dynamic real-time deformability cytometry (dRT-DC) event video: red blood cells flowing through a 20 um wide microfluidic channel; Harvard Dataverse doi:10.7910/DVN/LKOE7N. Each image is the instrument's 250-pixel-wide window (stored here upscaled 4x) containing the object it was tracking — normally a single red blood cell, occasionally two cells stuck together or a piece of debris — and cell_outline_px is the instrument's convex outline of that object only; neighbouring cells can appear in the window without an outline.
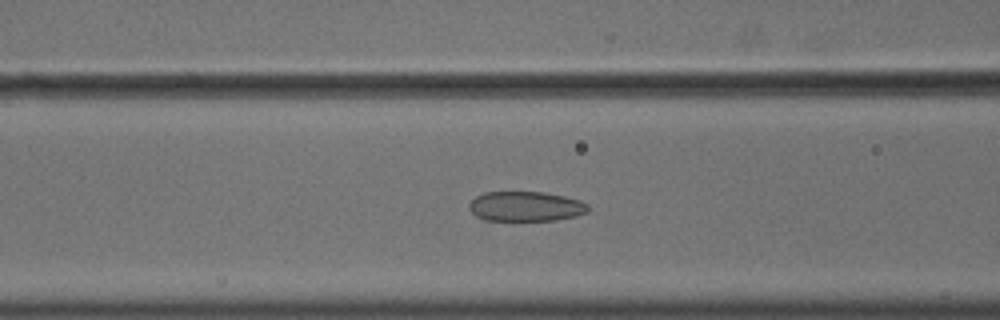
{"species": "common noctule bat (a hibernating species)", "species_latin": "Nyctalus noctula", "temperature_condition": "cold", "stored_images_in_passage": 19, "camera_frame_rate_fps": 3000, "um_per_image_px": 0.085, "animal": {"sex": "male", "body_mass_g": 18.8}, "frame": {"image": 1, "passage_image": 5, "time_ms": 1.333, "image_size_px": [1000, 320], "cell_outline_px": [[588, 212], [576, 216], [556, 220], [484, 220], [476, 216], [468, 208], [468, 204], [476, 196], [484, 192], [544, 192], [564, 196], [580, 200], [588, 204]], "centroid_in_image_um": [44.68, 17.54], "position_along_channel_um": 121.9, "area_um2": 20.75}}
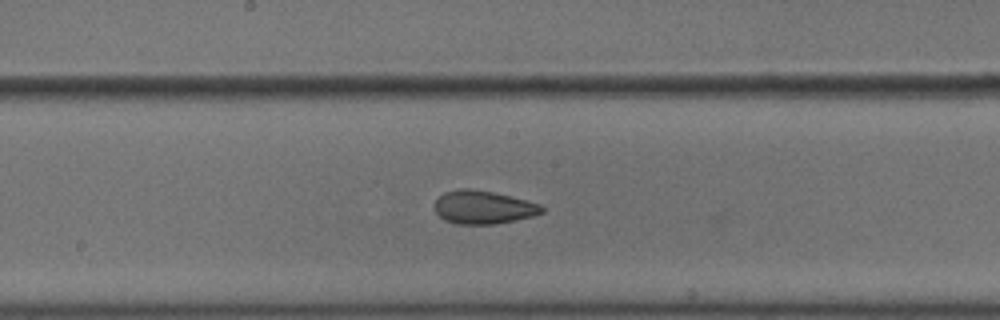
{"frame": {"image": 2, "passage_image": 12, "time_ms": 3.667, "image_size_px": [1000, 320], "cell_outline_px": [[544, 212], [532, 216], [516, 220], [496, 224], [456, 224], [444, 220], [436, 212], [436, 200], [444, 192], [460, 188], [472, 188], [492, 192], [540, 204], [544, 208]], "centroid_in_image_um": [41.07, 17.62], "position_along_channel_um": 207.1, "area_um2": 20.63}}
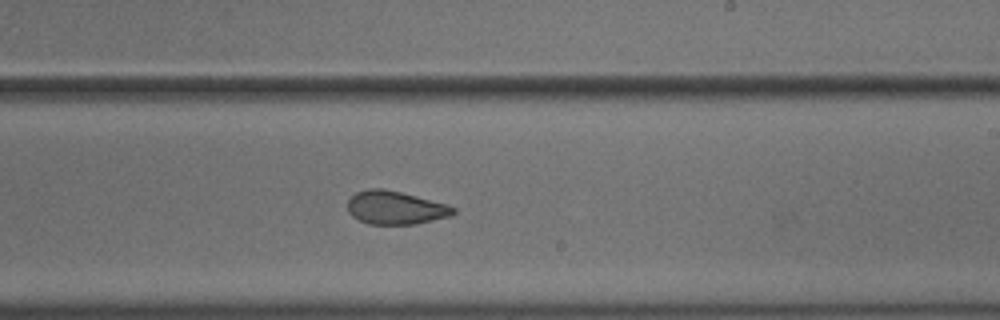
{"frame": {"image": 3, "passage_image": 16, "time_ms": 5.0, "image_size_px": [1000, 320], "cell_outline_px": [[456, 212], [452, 216], [416, 224], [368, 224], [352, 216], [348, 212], [348, 200], [356, 192], [368, 188], [384, 188], [448, 204], [456, 208]], "centroid_in_image_um": [33.63, 17.65], "position_along_channel_um": 255.4, "area_um2": 20.63}}